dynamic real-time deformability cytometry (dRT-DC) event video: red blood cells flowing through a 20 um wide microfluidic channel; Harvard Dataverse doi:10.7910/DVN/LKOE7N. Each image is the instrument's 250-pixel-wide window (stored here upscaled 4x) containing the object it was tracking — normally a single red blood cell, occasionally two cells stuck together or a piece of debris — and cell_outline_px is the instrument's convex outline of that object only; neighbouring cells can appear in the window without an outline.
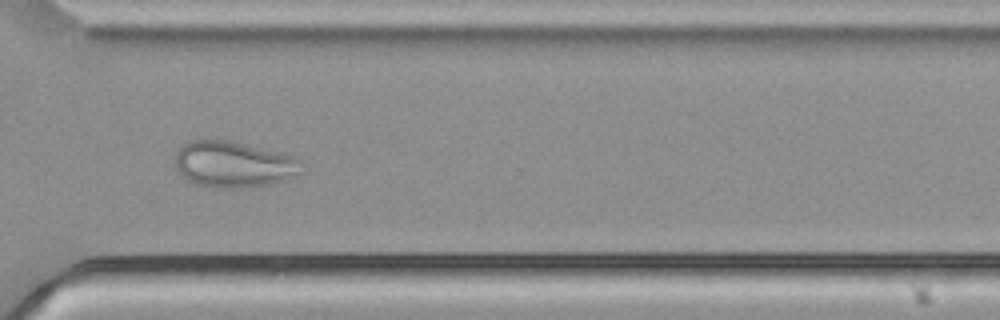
{"species": "common noctule bat (a hibernating species)", "species_latin": "Nyctalus noctula", "temperature_condition": "cold", "stored_images_in_passage": 47, "camera_frame_rate_fps": 3000, "um_per_image_px": 0.085, "animal": {"sex": "male", "body_mass_g": 21.5, "forearm_length_mm": 52.0}, "frame": {"image": 1, "passage_image": 40, "time_ms": 13.0, "image_size_px": [1000, 320], "cell_outline_px": [[304, 172], [284, 180], [268, 184], [224, 188], [200, 184], [188, 180], [176, 168], [176, 152], [188, 140], [208, 136], [216, 136], [292, 156], [300, 160]], "centroid_in_image_um": [19.83, 13.9], "position_along_channel_um": 350.8, "area_um2": 34.16}}